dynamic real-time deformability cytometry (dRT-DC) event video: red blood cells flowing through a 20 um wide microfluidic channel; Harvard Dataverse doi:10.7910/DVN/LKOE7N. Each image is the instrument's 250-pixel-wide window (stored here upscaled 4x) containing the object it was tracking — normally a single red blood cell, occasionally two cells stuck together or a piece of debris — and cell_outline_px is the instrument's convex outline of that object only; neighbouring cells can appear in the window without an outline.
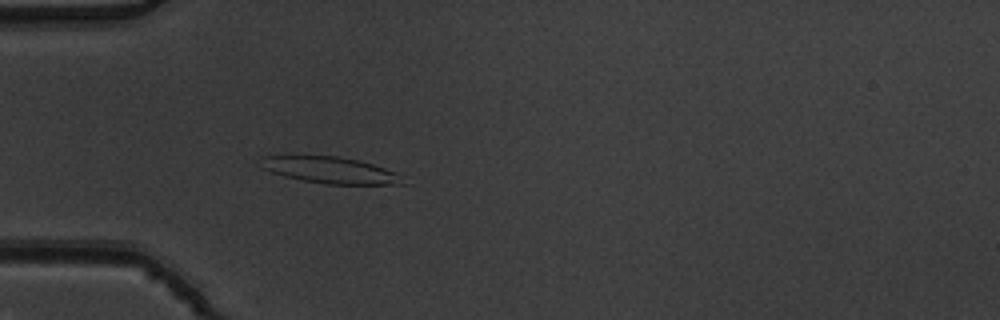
{"species": "common noctule bat (a hibernating species)", "species_latin": "Nyctalus noctula", "temperature_condition": "warm", "stored_images_in_passage": 39, "camera_frame_rate_fps": 3000, "um_per_image_px": 0.085, "animal": {"sex": "male", "body_mass_g": 19.5, "forearm_length_mm": 54.6}, "frame": {"image": 1, "passage_image": 2, "time_ms": 0.333, "image_size_px": [1000, 320], "cell_outline_px": [[408, 184], [324, 184], [284, 176], [260, 168], [264, 156], [284, 152], [340, 156], [372, 164], [396, 172]], "centroid_in_image_um": [27.95, 14.4], "position_along_channel_um": 57.1, "area_um2": 22.72}}
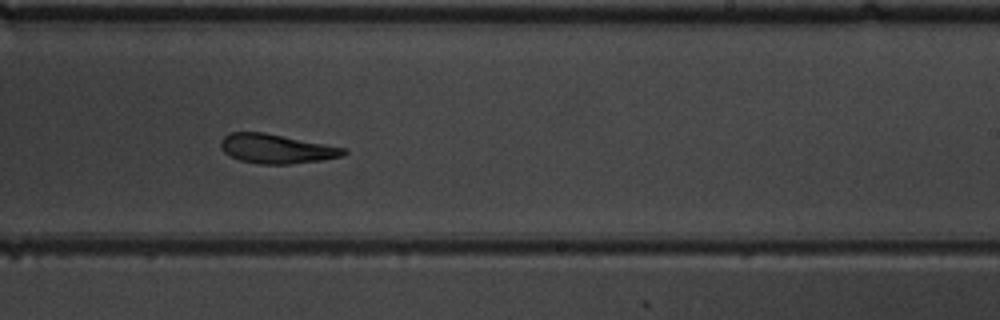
{"frame": {"image": 2, "passage_image": 19, "time_ms": 6.0, "image_size_px": [1000, 320], "cell_outline_px": [[348, 152], [344, 156], [320, 160], [288, 164], [260, 164], [240, 160], [224, 152], [220, 144], [220, 140], [228, 132], [264, 132], [344, 148]], "centroid_in_image_um": [23.47, 12.64], "position_along_channel_um": 265.5, "area_um2": 20.75}}
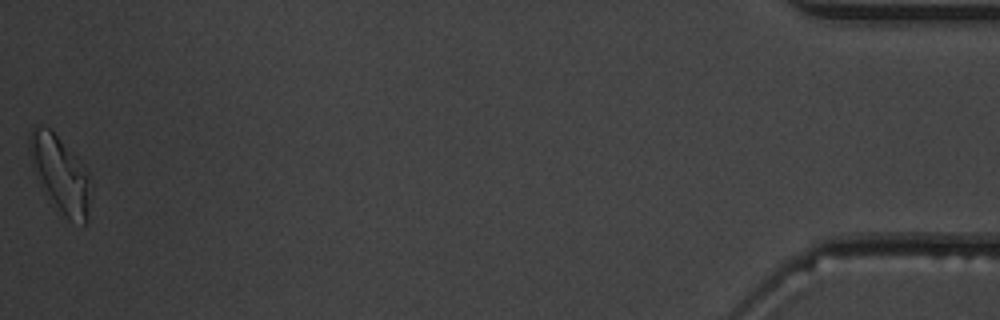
{"frame": {"image": 3, "passage_image": 39, "time_ms": 12.667, "image_size_px": [1000, 320], "cell_outline_px": [[88, 220], [84, 224], [68, 220], [56, 204], [48, 192], [32, 164], [28, 148], [28, 132], [32, 128], [40, 124], [48, 128], [56, 136], [88, 172]], "centroid_in_image_um": [5.09, 14.74], "position_along_channel_um": 430.1, "area_um2": 25.43}, "authors_computed_cell_mechanics": {"area_um2": 21.9062, "velocity_mm_per_s": 3.8109, "shape_relaxation_time_tau1_ms": null, "shape_relaxation_time_tau2_ms": 2.6575, "deformation_change_tau1": null, "deformation_change_tau2": 0.1208}}